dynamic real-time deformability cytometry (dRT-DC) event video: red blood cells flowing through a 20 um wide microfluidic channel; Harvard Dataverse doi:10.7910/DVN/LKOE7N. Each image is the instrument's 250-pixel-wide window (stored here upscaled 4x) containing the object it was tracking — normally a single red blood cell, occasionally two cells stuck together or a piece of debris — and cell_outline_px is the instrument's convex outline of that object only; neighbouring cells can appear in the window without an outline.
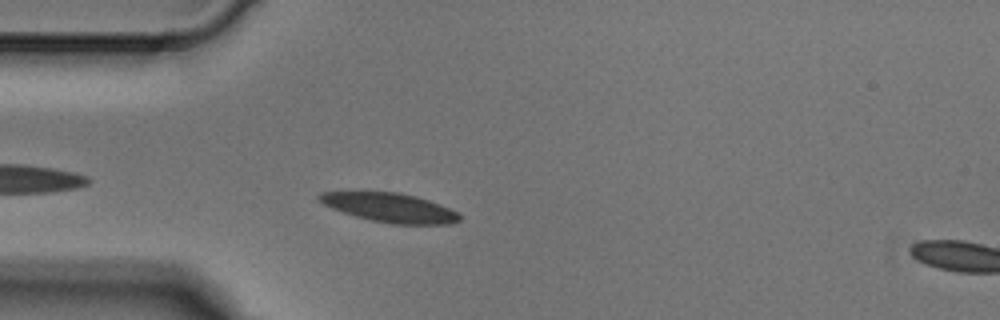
{"species": "Egyptian fruit bat (a non-hibernating species)", "species_latin": "Rousettus aegyptiacus", "temperature_condition": "cold", "stored_images_in_passage": 4, "segment_of_instrument_passage": [1, 2], "camera_frame_rate_fps": 3000, "um_per_image_px": 0.085, "animal": {"sex": "male"}, "frame": {"image": 1, "passage_image": 3, "time_ms": 0.667, "image_size_px": [1000, 320], "cell_outline_px": [[460, 220], [452, 224], [392, 224], [372, 220], [356, 216], [332, 208], [324, 204], [316, 196], [320, 192], [400, 192], [416, 196], [440, 204], [460, 212]], "centroid_in_image_um": [33.19, 17.65], "position_along_channel_um": 51.8, "area_um2": 23.7}}